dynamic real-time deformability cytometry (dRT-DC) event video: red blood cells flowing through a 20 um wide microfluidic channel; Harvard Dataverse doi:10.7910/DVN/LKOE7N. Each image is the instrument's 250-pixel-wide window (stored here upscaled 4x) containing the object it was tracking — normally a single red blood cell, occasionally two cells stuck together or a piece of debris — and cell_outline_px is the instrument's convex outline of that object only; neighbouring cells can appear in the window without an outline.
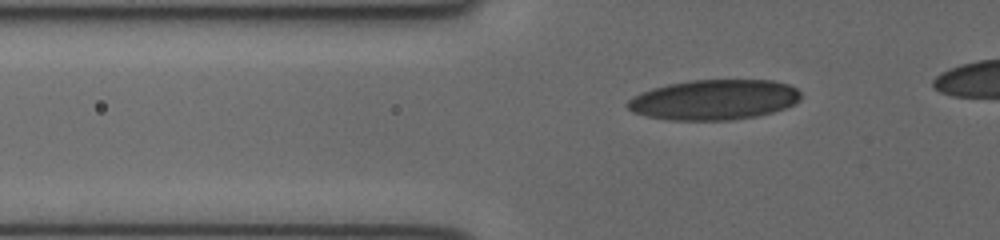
{"species": "human", "species_latin": "Homo sapiens", "temperature_condition": "cold", "stored_images_in_passage": 35, "camera_frame_rate_fps": 3000, "um_per_image_px": 0.085, "donor": {"sex": "female"}, "frame": {"image": 1, "passage_image": 8, "time_ms": 2.333, "image_size_px": [1000, 240], "cell_outline_px": [[800, 100], [796, 104], [772, 112], [756, 116], [732, 120], [668, 120], [648, 116], [632, 112], [624, 104], [632, 96], [640, 92], [652, 88], [668, 84], [688, 80], [772, 80], [788, 84], [796, 88], [800, 92]], "centroid_in_image_um": [60.67, 8.47], "position_along_channel_um": 65.1, "area_um2": 40.86}}
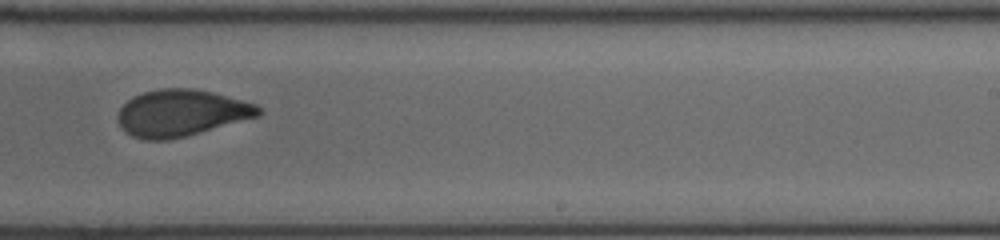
{"frame": {"image": 2, "passage_image": 23, "time_ms": 7.333, "image_size_px": [1000, 240], "cell_outline_px": [[260, 116], [184, 136], [168, 140], [144, 140], [132, 136], [120, 124], [120, 108], [132, 96], [144, 92], [160, 88], [192, 88], [212, 92], [256, 104], [260, 108]], "centroid_in_image_um": [15.42, 9.59], "position_along_channel_um": 273.6, "area_um2": 37.69}}
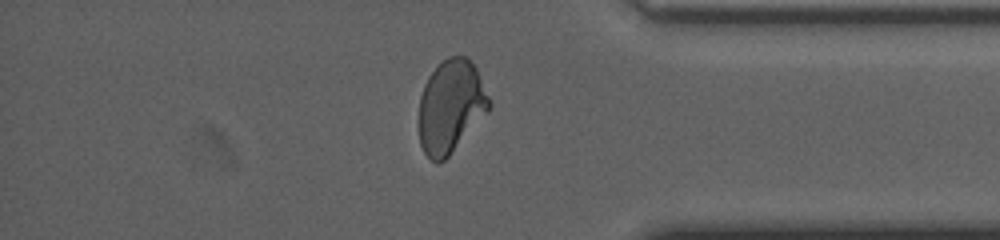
{"frame": {"image": 3, "passage_image": 32, "time_ms": 10.333, "image_size_px": [1000, 240], "cell_outline_px": [[492, 108], [448, 156], [444, 160], [436, 164], [424, 152], [420, 144], [420, 96], [424, 84], [428, 76], [448, 56], [464, 56], [476, 68], [492, 104]], "centroid_in_image_um": [38.33, 9.06], "position_along_channel_um": 396.9, "area_um2": 37.63}}